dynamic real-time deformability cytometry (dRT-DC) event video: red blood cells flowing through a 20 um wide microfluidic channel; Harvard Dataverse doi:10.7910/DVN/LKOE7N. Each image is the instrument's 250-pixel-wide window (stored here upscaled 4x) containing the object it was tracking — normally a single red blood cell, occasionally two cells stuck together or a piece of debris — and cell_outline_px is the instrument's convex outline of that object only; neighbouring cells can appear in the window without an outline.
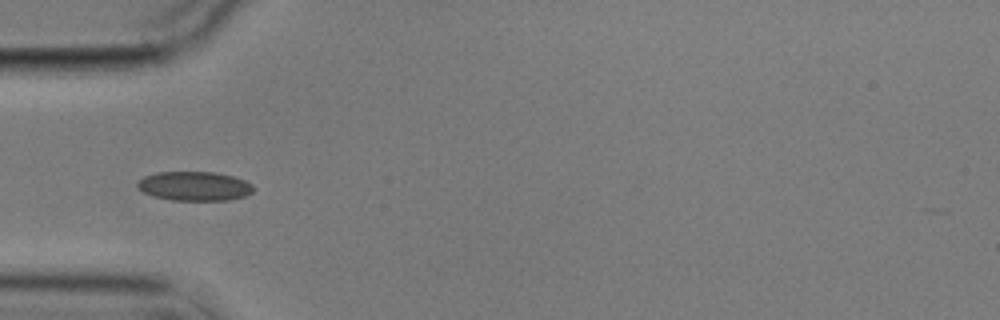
{"species": "common noctule bat (a hibernating species)", "species_latin": "Nyctalus noctula", "temperature_condition": "cold", "stored_images_in_passage": 8, "camera_frame_rate_fps": 3000, "um_per_image_px": 0.085, "animal": {"sex": "male", "body_mass_g": 17.9}, "frame": {"image": 1, "passage_image": 4, "time_ms": 3.333, "image_size_px": [1000, 320], "cell_outline_px": [[252, 192], [244, 196], [228, 200], [172, 200], [152, 196], [136, 188], [136, 184], [144, 176], [156, 172], [212, 172], [232, 176], [244, 180], [252, 184]], "centroid_in_image_um": [16.48, 15.82], "position_along_channel_um": 68.5, "area_um2": 19.65}}
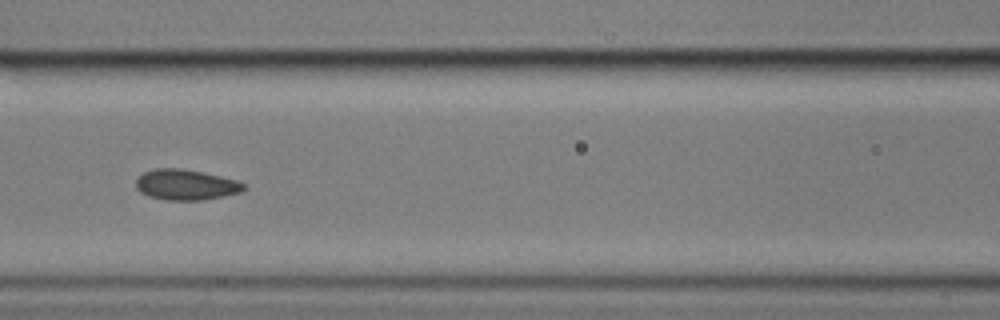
{"frame": {"image": 2, "passage_image": 6, "time_ms": 5.667, "image_size_px": [1000, 320], "cell_outline_px": [[248, 188], [240, 192], [224, 196], [204, 200], [168, 200], [148, 196], [140, 192], [136, 188], [136, 180], [144, 172], [156, 168], [180, 168], [220, 176], [236, 180], [244, 184]], "centroid_in_image_um": [15.8, 15.71], "position_along_channel_um": 150.8, "area_um2": 19.13}}
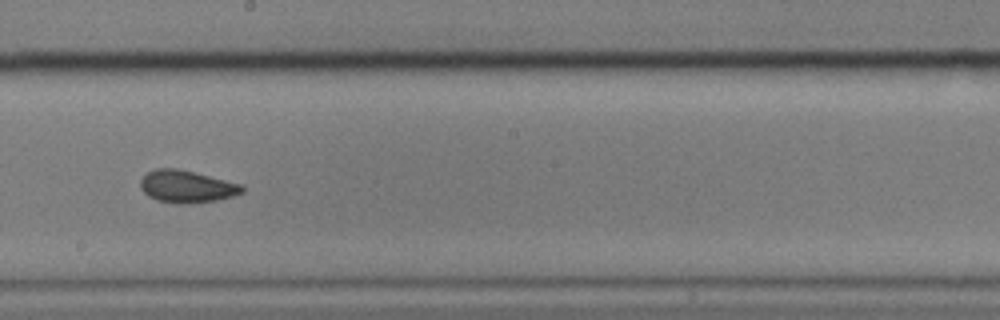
{"frame": {"image": 3, "passage_image": 8, "time_ms": 8.0, "image_size_px": [1000, 320], "cell_outline_px": [[244, 192], [232, 196], [216, 200], [180, 204], [156, 200], [148, 196], [140, 188], [140, 180], [148, 172], [156, 168], [176, 168], [244, 184]], "centroid_in_image_um": [15.87, 15.85], "position_along_channel_um": 232.3, "area_um2": 19.07}}